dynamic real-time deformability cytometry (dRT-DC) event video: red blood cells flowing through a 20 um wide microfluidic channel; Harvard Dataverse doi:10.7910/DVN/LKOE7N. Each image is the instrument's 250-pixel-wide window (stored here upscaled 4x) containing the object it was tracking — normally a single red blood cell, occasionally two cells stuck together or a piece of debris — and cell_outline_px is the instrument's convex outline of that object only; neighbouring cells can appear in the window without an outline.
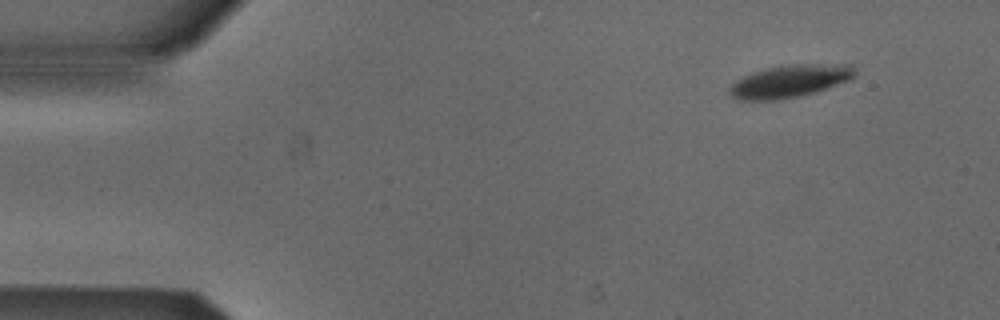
{"species": "Egyptian fruit bat (a non-hibernating species)", "species_latin": "Rousettus aegyptiacus", "temperature_condition": "cold", "stored_images_in_passage": 11, "camera_frame_rate_fps": 3000, "um_per_image_px": 0.085, "animal": {"sex": "male"}, "frame": {"image": 1, "passage_image": 1, "time_ms": 0.0, "image_size_px": [1000, 320], "cell_outline_px": [[856, 72], [848, 80], [816, 92], [776, 100], [736, 100], [728, 92], [728, 88], [736, 80], [752, 72], [764, 68], [780, 64], [852, 64]], "centroid_in_image_um": [67.09, 6.88], "position_along_channel_um": 17.9, "area_um2": 23.87}}
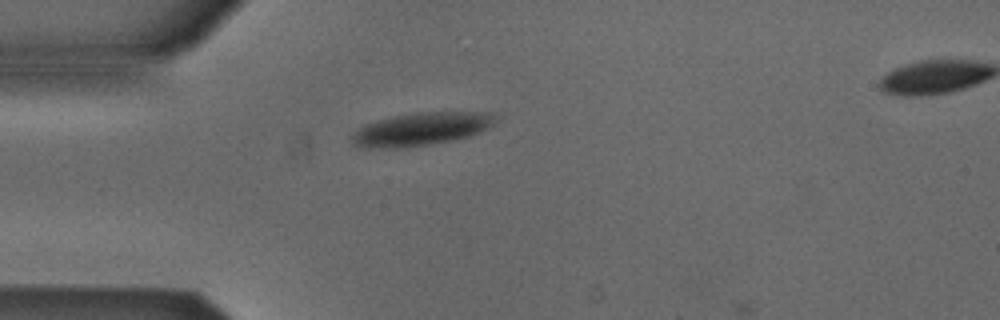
{"frame": {"image": 2, "passage_image": 10, "time_ms": 3.0, "image_size_px": [1000, 320], "cell_outline_px": [[496, 120], [492, 124], [468, 136], [452, 140], [404, 148], [364, 148], [352, 144], [352, 136], [364, 124], [376, 120], [392, 116], [416, 112], [496, 112]], "centroid_in_image_um": [35.76, 10.96], "position_along_channel_um": 49.2, "area_um2": 27.4}}